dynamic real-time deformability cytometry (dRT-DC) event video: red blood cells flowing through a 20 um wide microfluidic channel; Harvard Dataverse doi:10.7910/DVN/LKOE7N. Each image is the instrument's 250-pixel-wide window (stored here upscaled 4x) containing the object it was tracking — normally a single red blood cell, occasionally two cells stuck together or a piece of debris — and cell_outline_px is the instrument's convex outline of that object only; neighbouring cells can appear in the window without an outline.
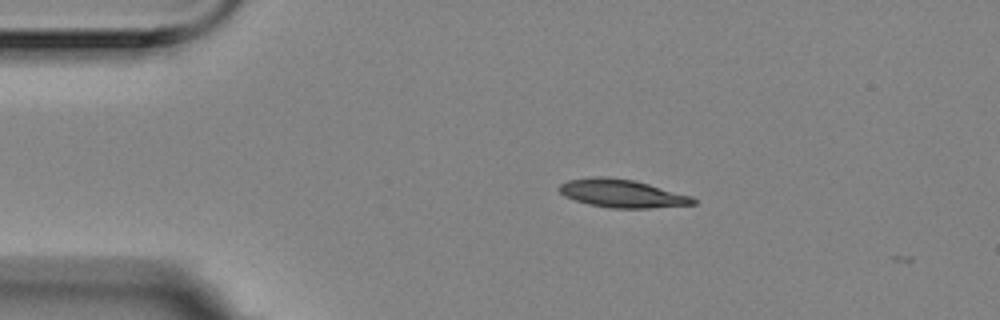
{"species": "Egyptian fruit bat (a non-hibernating species)", "species_latin": "Rousettus aegyptiacus", "temperature_condition": "room temperature", "stored_images_in_passage": 4, "camera_frame_rate_fps": 3000, "um_per_image_px": 0.085, "animal": {"sex": "female"}, "frame": {"image": 1, "passage_image": 2, "time_ms": 0.333, "image_size_px": [1000, 320], "cell_outline_px": [[696, 204], [648, 208], [612, 208], [588, 204], [564, 196], [556, 188], [560, 184], [568, 180], [592, 176], [608, 176], [636, 180], [692, 196], [696, 200]], "centroid_in_image_um": [52.85, 16.43], "position_along_channel_um": 32.1, "area_um2": 22.14}}
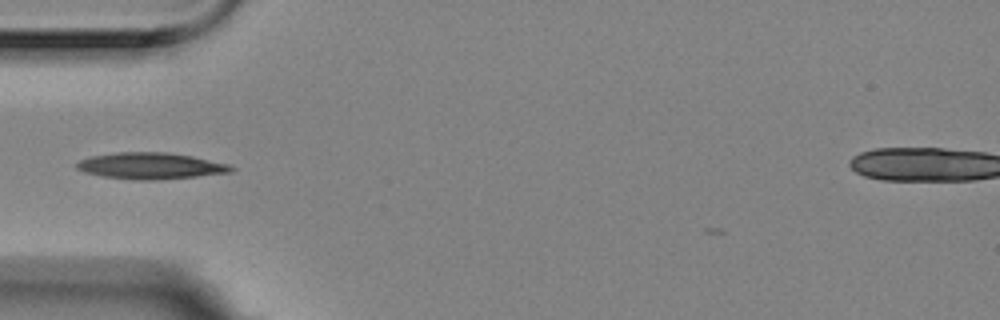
{"frame": {"image": 2, "passage_image": 4, "time_ms": 1.0, "image_size_px": [1000, 320], "cell_outline_px": [[236, 168], [232, 172], [196, 176], [152, 180], [132, 180], [104, 176], [84, 172], [76, 168], [76, 164], [80, 160], [92, 156], [116, 152], [168, 152], [192, 156], [228, 164]], "centroid_in_image_um": [12.8, 14.09], "position_along_channel_um": 72.2, "area_um2": 23.64}}